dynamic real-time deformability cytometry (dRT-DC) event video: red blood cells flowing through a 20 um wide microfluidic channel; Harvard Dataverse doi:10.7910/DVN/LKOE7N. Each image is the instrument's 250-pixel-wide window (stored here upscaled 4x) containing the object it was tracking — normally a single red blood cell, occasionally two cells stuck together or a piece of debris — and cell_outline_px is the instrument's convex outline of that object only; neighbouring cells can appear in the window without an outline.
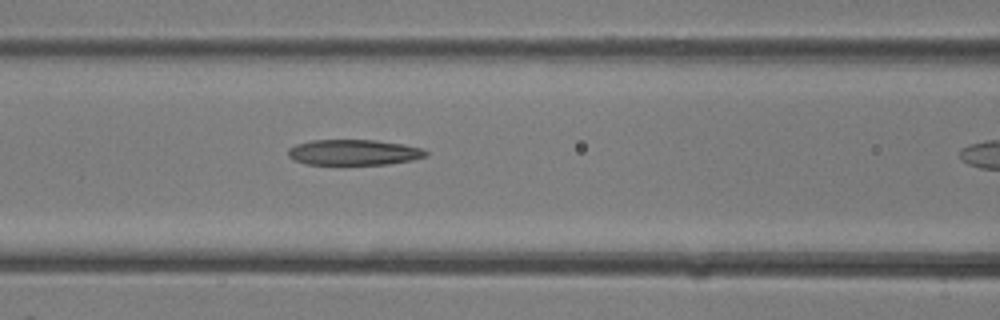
{"species": "common noctule bat (a hibernating species)", "species_latin": "Nyctalus noctula", "temperature_condition": "room temperature", "stored_images_in_passage": 16, "camera_frame_rate_fps": 3000, "um_per_image_px": 0.085, "animal": {"sex": "female"}, "frame": {"image": 1, "passage_image": 7, "time_ms": 2.0, "image_size_px": [1000, 320], "cell_outline_px": [[428, 156], [412, 160], [388, 164], [308, 164], [296, 160], [288, 156], [288, 148], [296, 144], [312, 140], [376, 140], [404, 144], [420, 148], [428, 152]], "centroid_in_image_um": [30.09, 12.94], "position_along_channel_um": 136.5, "area_um2": 20.46}}
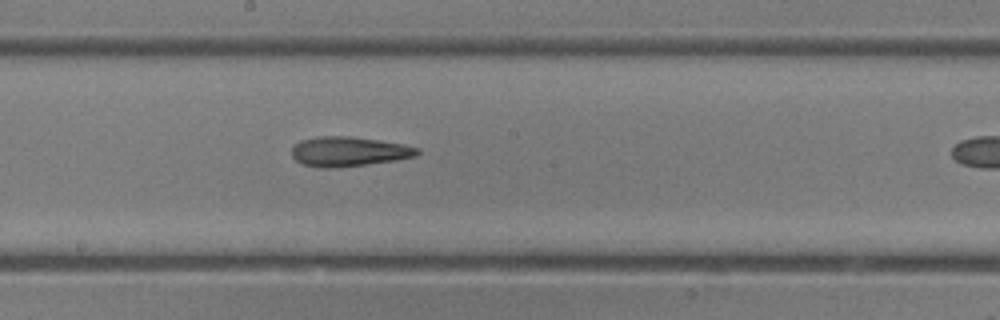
{"frame": {"image": 2, "passage_image": 11, "time_ms": 3.333, "image_size_px": [1000, 320], "cell_outline_px": [[420, 152], [416, 156], [396, 160], [368, 164], [336, 168], [320, 168], [304, 164], [296, 160], [292, 156], [292, 148], [300, 140], [316, 136], [348, 136], [380, 140], [404, 144], [420, 148]], "centroid_in_image_um": [29.66, 12.88], "position_along_channel_um": 218.5, "area_um2": 21.85}}
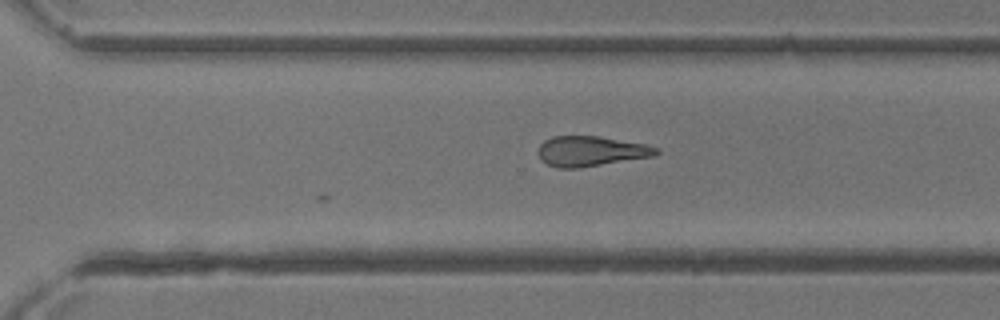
{"frame": {"image": 3, "passage_image": 16, "time_ms": 5.0, "image_size_px": [1000, 320], "cell_outline_px": [[660, 152], [656, 156], [580, 168], [560, 168], [548, 164], [540, 160], [536, 152], [540, 144], [544, 140], [552, 136], [596, 136], [644, 144], [656, 148]], "centroid_in_image_um": [50.18, 12.86], "position_along_channel_um": 320.4, "area_um2": 20.81}}